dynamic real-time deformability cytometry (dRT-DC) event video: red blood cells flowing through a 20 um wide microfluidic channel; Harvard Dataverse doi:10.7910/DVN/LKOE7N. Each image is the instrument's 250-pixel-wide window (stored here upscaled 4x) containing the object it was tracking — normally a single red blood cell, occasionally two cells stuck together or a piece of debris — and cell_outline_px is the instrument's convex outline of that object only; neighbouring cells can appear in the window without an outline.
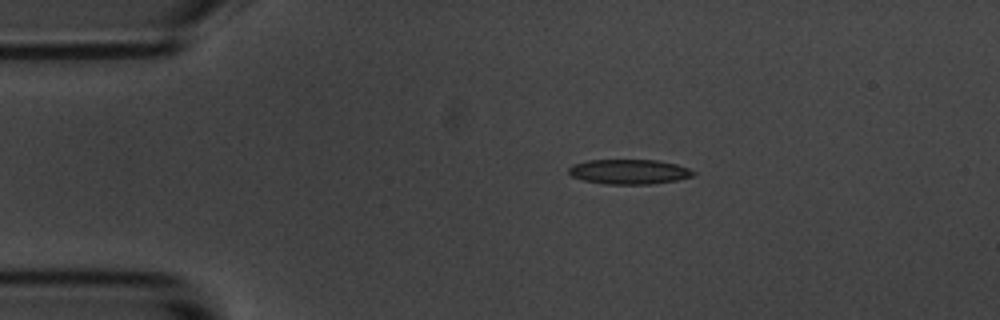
{"species": "common noctule bat (a hibernating species)", "species_latin": "Nyctalus noctula", "temperature_condition": "room temperature", "stored_images_in_passage": 7, "camera_frame_rate_fps": 3000, "um_per_image_px": 0.085, "animal": {"sex": "male", "body_mass_g": 20.1, "forearm_length_mm": 53.5}, "frame": {"image": 1, "passage_image": 4, "time_ms": 3.333, "image_size_px": [1000, 320], "cell_outline_px": [[696, 172], [692, 176], [676, 180], [648, 184], [608, 184], [584, 180], [572, 176], [568, 172], [568, 168], [572, 164], [588, 160], [656, 160], [676, 164], [688, 168]], "centroid_in_image_um": [53.45, 14.59], "position_along_channel_um": 31.6, "area_um2": 17.86}}
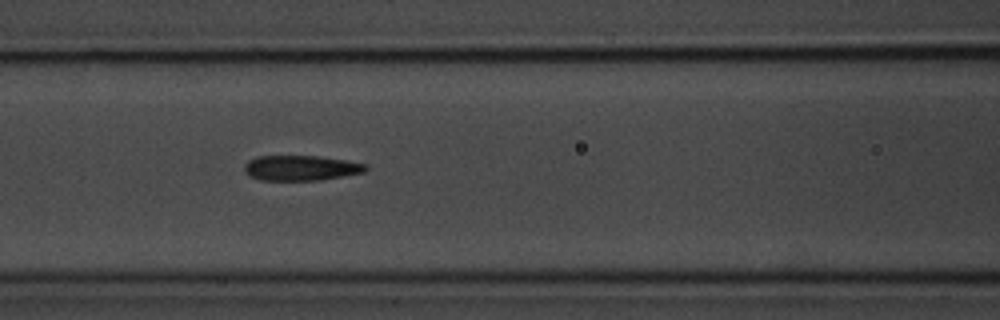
{"frame": {"image": 2, "passage_image": 7, "time_ms": 7.667, "image_size_px": [1000, 320], "cell_outline_px": [[368, 168], [364, 172], [320, 180], [260, 180], [248, 176], [244, 172], [244, 164], [248, 160], [256, 156], [316, 156], [348, 160], [368, 164]], "centroid_in_image_um": [25.55, 14.27], "position_along_channel_um": 141.0, "area_um2": 17.98}}